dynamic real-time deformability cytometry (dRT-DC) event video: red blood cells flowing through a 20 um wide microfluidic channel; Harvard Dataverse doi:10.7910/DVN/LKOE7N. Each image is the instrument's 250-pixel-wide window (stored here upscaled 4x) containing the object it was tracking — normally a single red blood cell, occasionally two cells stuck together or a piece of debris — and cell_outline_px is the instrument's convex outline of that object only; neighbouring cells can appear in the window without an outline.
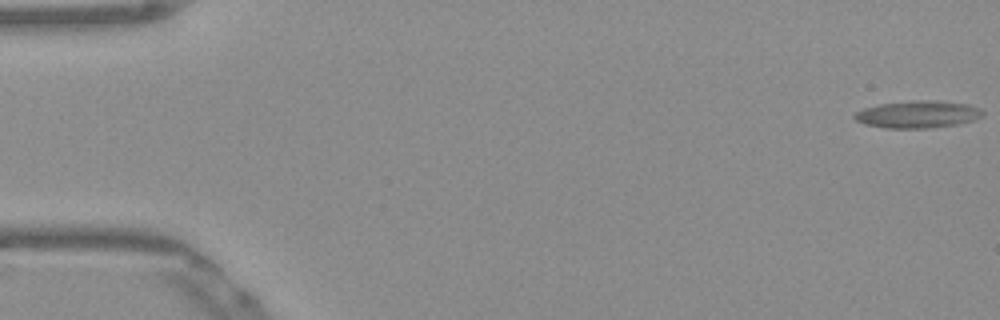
{"species": "Egyptian fruit bat (a non-hibernating species)", "species_latin": "Rousettus aegyptiacus", "temperature_condition": "warm", "stored_images_in_passage": 54, "camera_frame_rate_fps": 3000, "um_per_image_px": 0.085, "frame": {"image": 1, "passage_image": 1, "time_ms": 0.0, "image_size_px": [1000, 320], "cell_outline_px": [[984, 112], [980, 116], [972, 120], [956, 124], [928, 128], [888, 128], [864, 124], [856, 120], [852, 116], [856, 112], [864, 108], [880, 104], [916, 100], [928, 100], [968, 104], [980, 108]], "centroid_in_image_um": [77.98, 9.72], "position_along_channel_um": 7.0, "area_um2": 20.06}}
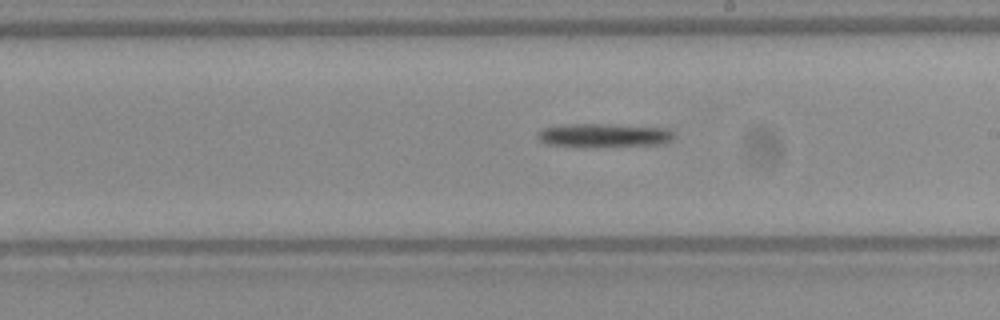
{"frame": {"image": 2, "passage_image": 31, "time_ms": 10.0, "image_size_px": [1000, 320], "cell_outline_px": [[676, 136], [672, 140], [664, 144], [584, 148], [548, 144], [540, 140], [540, 132], [544, 128], [572, 124], [604, 124], [668, 128], [676, 132]], "centroid_in_image_um": [51.45, 11.53], "position_along_channel_um": 237.5, "area_um2": 19.07}}
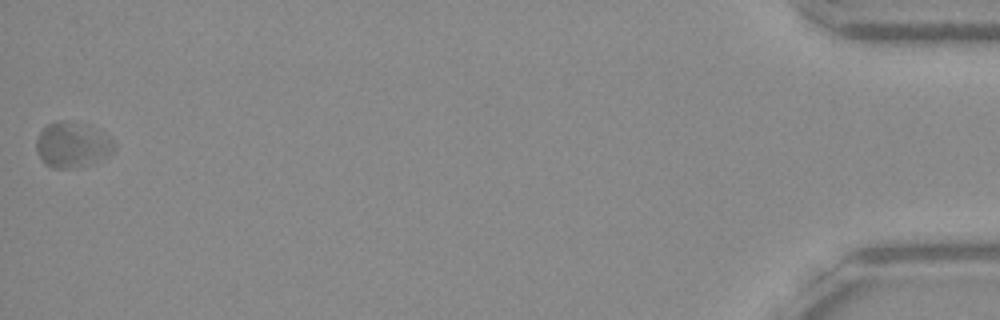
{"frame": {"image": 3, "passage_image": 54, "time_ms": 17.667, "image_size_px": [1000, 320], "cell_outline_px": [[116, 148], [112, 152], [104, 156], [80, 164], [64, 168], [52, 168], [44, 164], [40, 160], [36, 152], [36, 140], [40, 132], [48, 124], [56, 120], [60, 120], [84, 124], [112, 140], [116, 144]], "centroid_in_image_um": [6.04, 12.28], "position_along_channel_um": 429.2, "area_um2": 19.71}, "authors_computed_cell_mechanics": {"area_um2": 18.0625, "velocity_mm_per_s": 3.7684, "shape_relaxation_time_tau1_ms": 0.8137, "shape_relaxation_time_tau2_ms": null, "deformation_change_tau1": 0.106, "deformation_change_tau2": null}}